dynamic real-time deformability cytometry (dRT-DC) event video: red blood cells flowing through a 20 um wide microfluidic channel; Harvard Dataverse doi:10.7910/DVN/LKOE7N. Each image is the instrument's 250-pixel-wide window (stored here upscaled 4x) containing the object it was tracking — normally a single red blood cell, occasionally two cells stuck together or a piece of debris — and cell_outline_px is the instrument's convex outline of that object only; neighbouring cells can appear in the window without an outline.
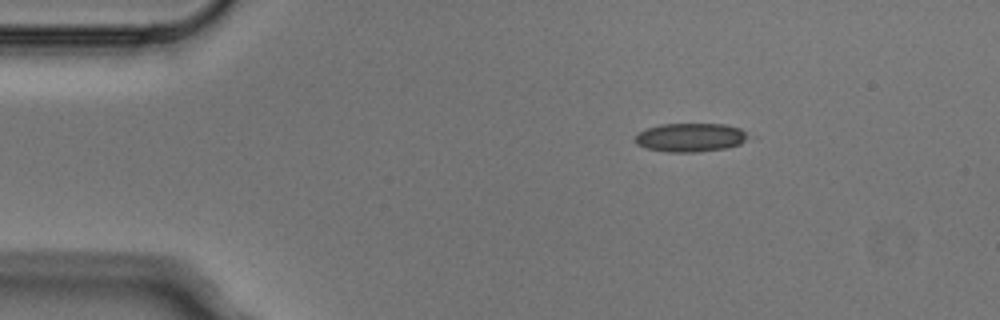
{"species": "Egyptian fruit bat (a non-hibernating species)", "species_latin": "Rousettus aegyptiacus", "temperature_condition": "cold", "stored_images_in_passage": 2, "camera_frame_rate_fps": 3000, "um_per_image_px": 0.085, "animal": {"sex": "male"}, "frame": {"image": 1, "passage_image": 1, "time_ms": 0.0, "image_size_px": [1000, 320], "cell_outline_px": [[756, 136], [740, 144], [724, 148], [696, 152], [668, 152], [644, 148], [636, 144], [636, 136], [640, 132], [648, 128], [660, 124], [724, 124], [740, 128]], "centroid_in_image_um": [58.77, 11.68], "position_along_channel_um": 26.2, "area_um2": 19.13}}